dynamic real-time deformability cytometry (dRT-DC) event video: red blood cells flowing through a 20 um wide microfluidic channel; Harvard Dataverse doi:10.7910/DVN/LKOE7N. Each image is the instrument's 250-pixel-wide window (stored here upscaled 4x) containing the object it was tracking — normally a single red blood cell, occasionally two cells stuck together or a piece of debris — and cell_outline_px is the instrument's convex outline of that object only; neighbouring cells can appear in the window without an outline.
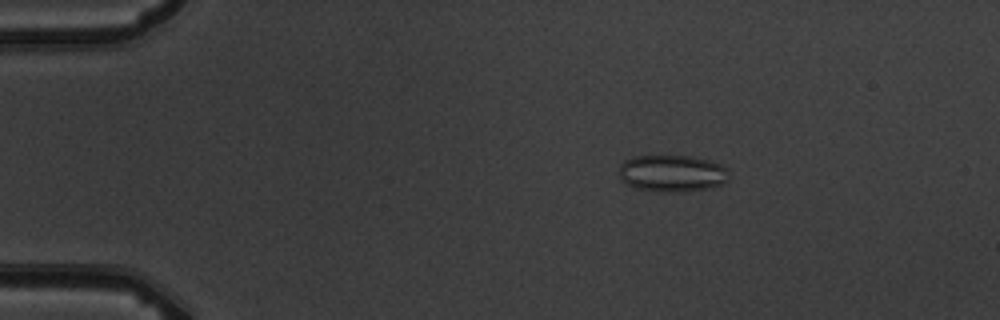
{"species": "common noctule bat (a hibernating species)", "species_latin": "Nyctalus noctula", "temperature_condition": "warm", "stored_images_in_passage": 4, "camera_frame_rate_fps": 3000, "um_per_image_px": 0.085, "animal": {"sex": "male", "body_mass_g": 19.5, "forearm_length_mm": 54.6}, "frame": {"image": 1, "passage_image": 3, "time_ms": 3.0, "image_size_px": [1000, 320], "cell_outline_px": [[728, 180], [724, 184], [712, 188], [684, 192], [660, 192], [636, 188], [620, 180], [620, 164], [624, 160], [632, 156], [688, 156], [708, 160], [720, 164], [728, 168]], "centroid_in_image_um": [57.15, 14.75], "position_along_channel_um": 27.8, "area_um2": 23.93}}